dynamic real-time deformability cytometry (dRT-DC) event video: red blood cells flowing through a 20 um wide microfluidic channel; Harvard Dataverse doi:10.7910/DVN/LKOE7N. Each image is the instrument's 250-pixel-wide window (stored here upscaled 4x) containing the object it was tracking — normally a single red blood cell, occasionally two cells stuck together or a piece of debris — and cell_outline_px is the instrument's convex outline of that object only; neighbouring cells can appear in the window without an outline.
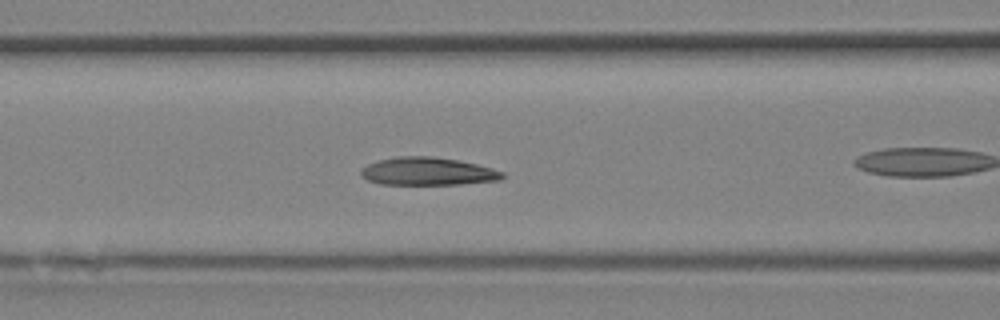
{"species": "Egyptian fruit bat (a non-hibernating species)", "species_latin": "Rousettus aegyptiacus", "temperature_condition": "room temperature", "stored_images_in_passage": 21, "camera_frame_rate_fps": 3000, "um_per_image_px": 0.085, "animal": {"sex": "female"}, "frame": {"image": 1, "passage_image": 10, "time_ms": 3.0, "image_size_px": [1000, 320], "cell_outline_px": [[504, 176], [500, 180], [460, 184], [380, 184], [368, 180], [360, 176], [360, 172], [368, 164], [376, 160], [396, 156], [432, 156], [460, 160], [492, 168], [504, 172]], "centroid_in_image_um": [36.35, 14.56], "position_along_channel_um": 130.3, "area_um2": 23.06}}